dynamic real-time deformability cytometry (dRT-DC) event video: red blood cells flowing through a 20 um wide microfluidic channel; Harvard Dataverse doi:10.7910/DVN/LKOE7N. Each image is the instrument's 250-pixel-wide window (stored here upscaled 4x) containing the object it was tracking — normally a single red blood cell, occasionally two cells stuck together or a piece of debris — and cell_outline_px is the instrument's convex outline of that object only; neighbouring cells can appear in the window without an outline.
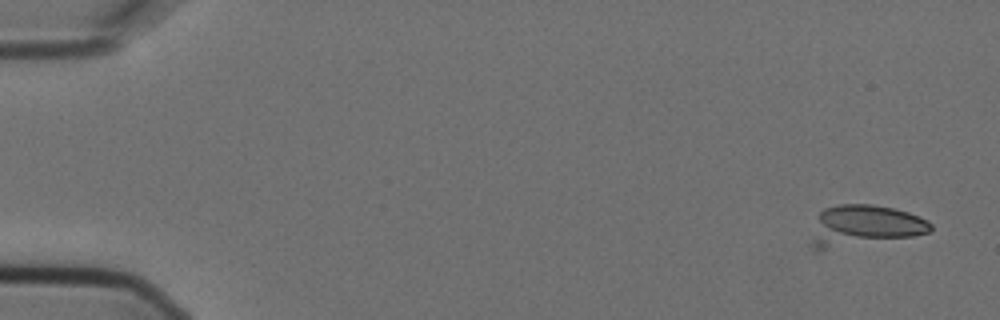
{"species": "Egyptian fruit bat (a non-hibernating species)", "species_latin": "Rousettus aegyptiacus", "temperature_condition": "cold", "stored_images_in_passage": 5, "camera_frame_rate_fps": 3000, "um_per_image_px": 0.085, "animal": {"sex": "female"}, "frame": {"image": 1, "passage_image": 2, "time_ms": 0.333, "image_size_px": [1000, 320], "cell_outline_px": [[932, 228], [928, 232], [912, 236], [824, 248], [816, 248], [812, 244], [812, 240], [816, 216], [824, 208], [836, 204], [872, 204], [896, 208], [908, 212], [928, 220], [932, 224]], "centroid_in_image_um": [73.49, 19.11], "position_along_channel_um": 11.5, "area_um2": 27.69}}
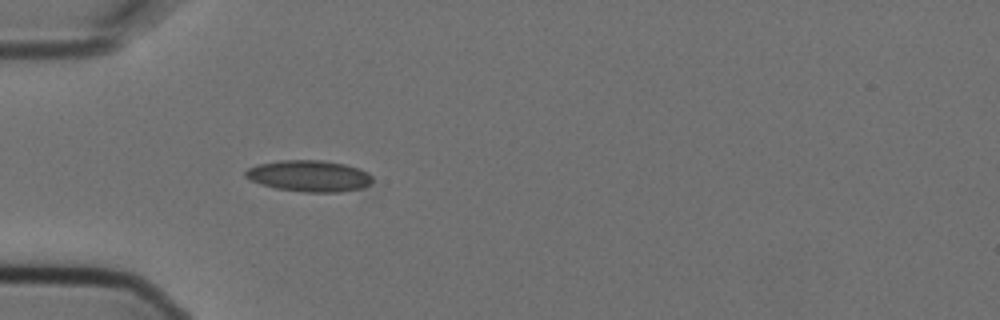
{"frame": {"image": 2, "passage_image": 5, "time_ms": 1.333, "image_size_px": [1000, 320], "cell_outline_px": [[372, 184], [364, 188], [340, 192], [304, 192], [276, 188], [260, 184], [244, 176], [244, 172], [248, 168], [256, 164], [280, 160], [320, 160], [344, 164], [360, 168], [368, 172], [372, 176]], "centroid_in_image_um": [26.3, 14.96], "position_along_channel_um": 58.7, "area_um2": 23.41}}